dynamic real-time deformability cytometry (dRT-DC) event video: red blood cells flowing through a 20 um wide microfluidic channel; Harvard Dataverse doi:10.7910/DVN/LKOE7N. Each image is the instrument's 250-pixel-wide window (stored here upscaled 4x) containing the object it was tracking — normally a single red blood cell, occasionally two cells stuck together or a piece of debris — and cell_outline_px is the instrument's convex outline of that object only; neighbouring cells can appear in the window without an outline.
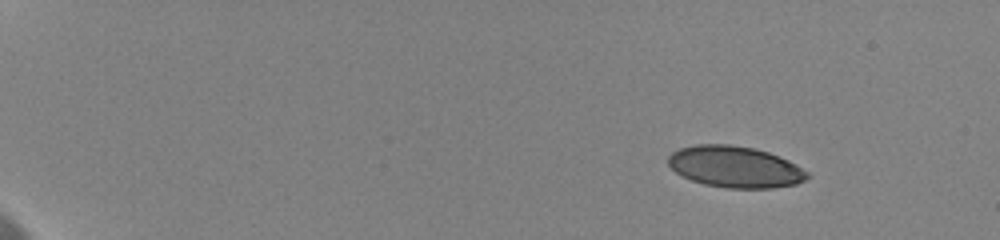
{"species": "human", "species_latin": "Homo sapiens", "temperature_condition": "cold", "stored_images_in_passage": 90, "camera_frame_rate_fps": 3000, "um_per_image_px": 0.085, "donor": {"sex": "female"}, "frame": {"image": 1, "passage_image": 1, "time_ms": 0.0, "image_size_px": [1000, 240], "cell_outline_px": [[812, 176], [796, 184], [772, 188], [724, 188], [704, 184], [692, 180], [676, 172], [668, 164], [668, 156], [672, 152], [680, 148], [696, 144], [728, 144], [756, 148], [780, 156], [796, 164], [808, 172]], "centroid_in_image_um": [62.5, 14.18], "position_along_channel_um": 22.5, "area_um2": 33.7}}
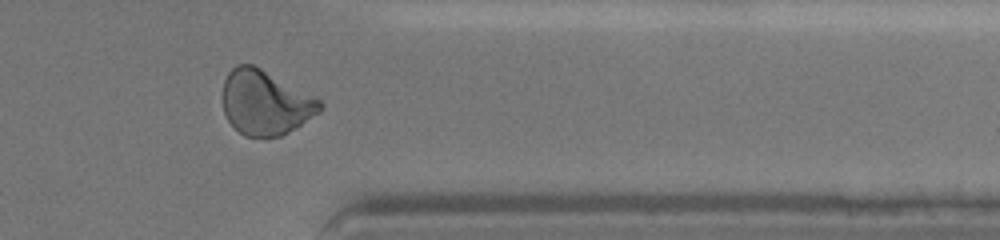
{"frame": {"image": 2, "passage_image": 72, "time_ms": 14.333, "image_size_px": [1000, 240], "cell_outline_px": [[324, 108], [320, 112], [288, 132], [280, 136], [244, 136], [228, 120], [224, 112], [224, 80], [228, 72], [236, 64], [252, 64], [260, 68], [320, 100], [324, 104]], "centroid_in_image_um": [22.55, 8.72], "position_along_channel_um": 388.9, "area_um2": 35.95}}
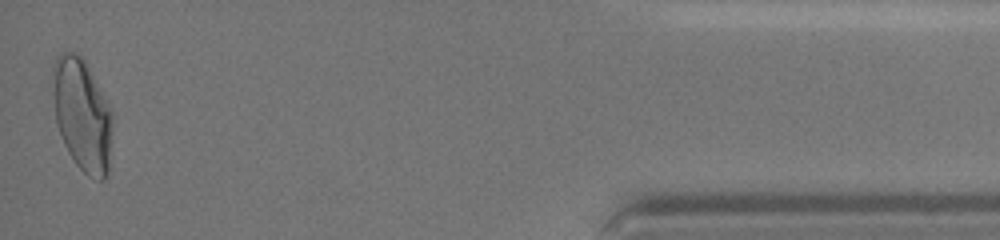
{"frame": {"image": 3, "passage_image": 88, "time_ms": 17.0, "image_size_px": [1000, 240], "cell_outline_px": [[112, 124], [108, 172], [104, 180], [100, 180], [88, 176], [76, 164], [68, 152], [64, 144], [56, 124], [48, 84], [52, 68], [56, 56], [60, 52], [76, 52], [84, 60], [108, 104], [112, 112]], "centroid_in_image_um": [6.91, 9.71], "position_along_channel_um": 428.3, "area_um2": 39.77}, "authors_computed_cell_mechanics": {"area_um2": 35.3736, "velocity_mm_per_s": 3.5872, "shape_relaxation_time_tau1_ms": 6.5235, "shape_relaxation_time_tau2_ms": 1.357, "deformation_change_tau1": 0.1865, "deformation_change_tau2": 0.0697}}